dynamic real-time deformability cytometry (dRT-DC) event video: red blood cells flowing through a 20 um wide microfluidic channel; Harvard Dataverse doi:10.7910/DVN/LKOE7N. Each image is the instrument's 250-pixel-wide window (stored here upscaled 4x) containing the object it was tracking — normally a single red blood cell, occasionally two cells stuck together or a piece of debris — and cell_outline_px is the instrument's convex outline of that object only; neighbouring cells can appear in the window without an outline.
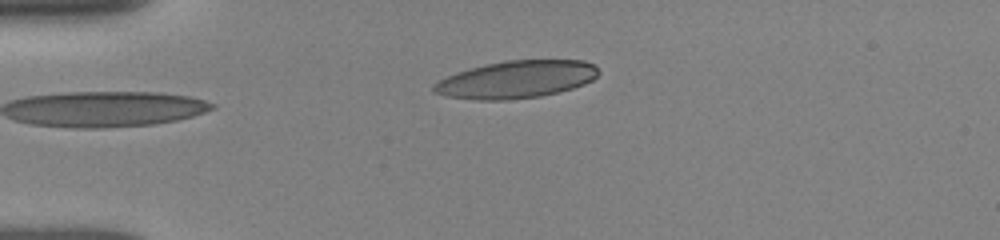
{"species": "human", "species_latin": "Homo sapiens", "temperature_condition": "room temperature", "stored_images_in_passage": 6, "camera_frame_rate_fps": 3000, "um_per_image_px": 0.085, "donor": {"sex": "female"}, "frame": {"image": 1, "passage_image": 6, "time_ms": 4.0, "image_size_px": [1000, 240], "cell_outline_px": [[600, 72], [592, 80], [584, 84], [572, 88], [540, 96], [504, 100], [476, 100], [444, 96], [432, 92], [432, 84], [456, 72], [484, 64], [508, 60], [584, 60], [592, 64]], "centroid_in_image_um": [43.84, 6.75], "position_along_channel_um": 41.2, "area_um2": 35.89}}